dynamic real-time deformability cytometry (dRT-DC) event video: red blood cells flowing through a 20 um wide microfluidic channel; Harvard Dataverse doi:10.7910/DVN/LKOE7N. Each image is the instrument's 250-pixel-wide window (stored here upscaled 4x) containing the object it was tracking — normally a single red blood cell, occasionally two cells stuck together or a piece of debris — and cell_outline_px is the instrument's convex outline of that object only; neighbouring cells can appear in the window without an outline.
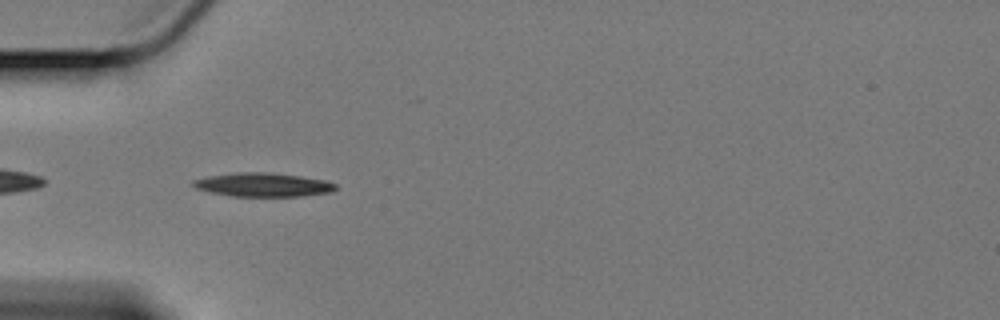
{"species": "Egyptian fruit bat (a non-hibernating species)", "species_latin": "Rousettus aegyptiacus", "temperature_condition": "cold", "stored_images_in_passage": 38, "camera_frame_rate_fps": 3000, "um_per_image_px": 0.085, "animal": {"sex": "female"}, "frame": {"image": 1, "passage_image": 2, "time_ms": 0.333, "image_size_px": [1000, 320], "cell_outline_px": [[336, 188], [332, 192], [300, 196], [232, 196], [212, 192], [196, 188], [192, 184], [192, 180], [208, 176], [236, 172], [264, 172], [300, 176], [324, 180], [336, 184]], "centroid_in_image_um": [22.35, 15.7], "position_along_channel_um": 62.6, "area_um2": 19.54}}
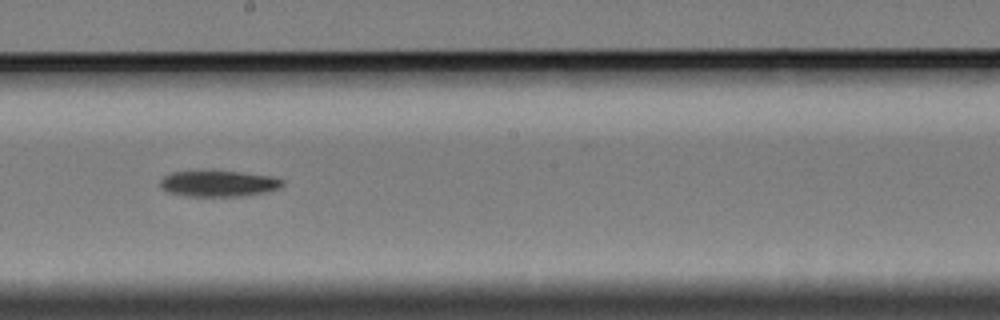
{"frame": {"image": 2, "passage_image": 17, "time_ms": 5.333, "image_size_px": [1000, 320], "cell_outline_px": [[284, 184], [280, 188], [268, 192], [240, 196], [188, 196], [168, 192], [160, 188], [160, 180], [164, 176], [172, 172], [240, 172], [272, 176], [284, 180]], "centroid_in_image_um": [18.61, 15.62], "position_along_channel_um": 229.6, "area_um2": 18.38}}
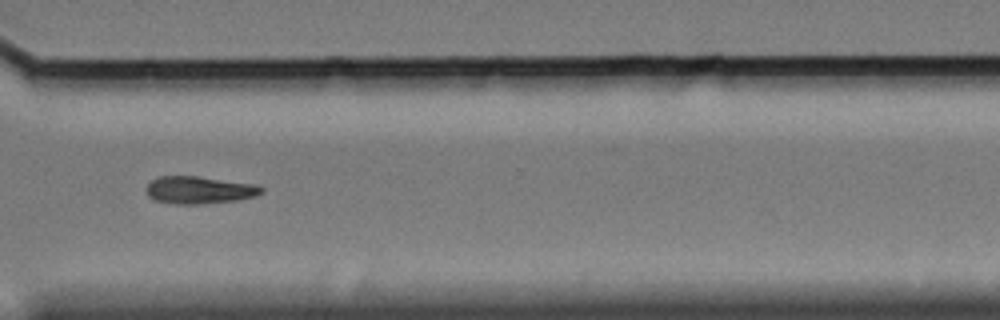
{"frame": {"image": 3, "passage_image": 28, "time_ms": 9.0, "image_size_px": [1000, 320], "cell_outline_px": [[264, 192], [256, 196], [236, 200], [200, 204], [172, 204], [156, 200], [148, 196], [144, 188], [152, 180], [160, 176], [196, 176], [256, 184], [264, 188]], "centroid_in_image_um": [16.93, 16.15], "position_along_channel_um": 353.7, "area_um2": 18.5}}